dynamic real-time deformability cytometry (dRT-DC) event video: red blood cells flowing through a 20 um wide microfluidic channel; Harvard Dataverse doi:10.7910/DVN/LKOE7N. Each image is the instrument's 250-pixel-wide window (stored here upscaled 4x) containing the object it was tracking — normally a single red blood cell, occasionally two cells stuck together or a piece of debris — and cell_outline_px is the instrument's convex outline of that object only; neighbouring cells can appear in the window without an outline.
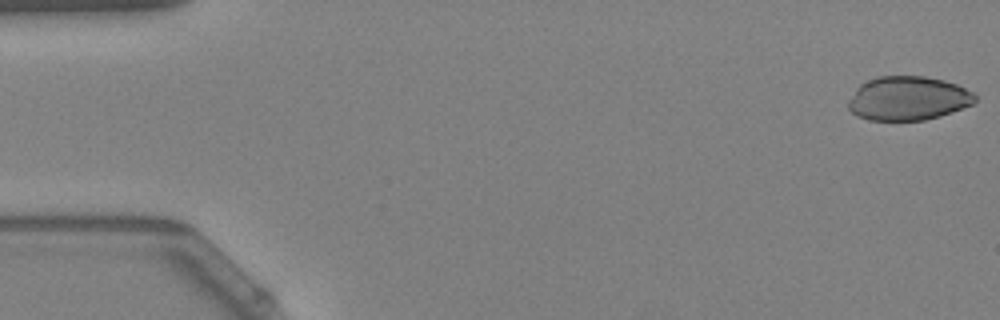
{"species": "Egyptian fruit bat (a non-hibernating species)", "species_latin": "Rousettus aegyptiacus", "temperature_condition": "warm", "stored_images_in_passage": 55, "camera_frame_rate_fps": 3000, "um_per_image_px": 0.085, "animal": {"sex": "female"}, "frame": {"image": 1, "passage_image": 1, "time_ms": 0.0, "image_size_px": [1000, 320], "cell_outline_px": [[976, 100], [972, 104], [952, 112], [940, 116], [924, 120], [868, 120], [856, 116], [848, 108], [848, 100], [856, 88], [860, 84], [868, 80], [880, 76], [924, 76], [944, 80], [956, 84], [972, 92], [976, 96]], "centroid_in_image_um": [77.16, 8.36], "position_along_channel_um": 7.8, "area_um2": 32.48}}
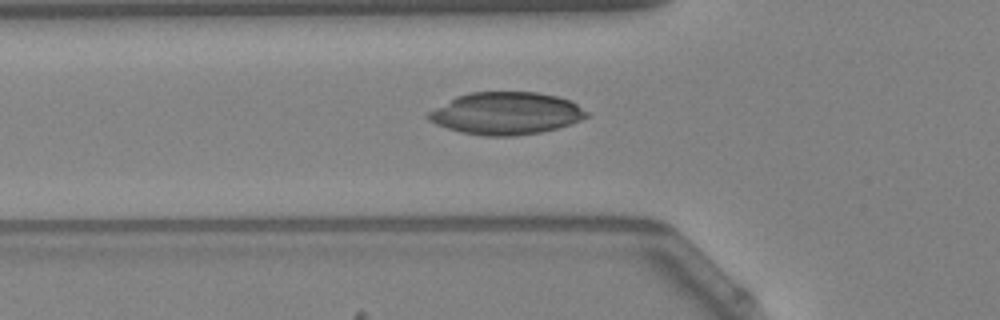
{"frame": {"image": 2, "passage_image": 19, "time_ms": 6.0, "image_size_px": [1000, 320], "cell_outline_px": [[588, 116], [580, 120], [556, 128], [540, 132], [512, 136], [484, 136], [464, 132], [448, 128], [436, 124], [428, 120], [428, 112], [456, 96], [468, 92], [536, 92], [556, 96], [568, 100], [576, 104], [588, 112]], "centroid_in_image_um": [43.0, 9.63], "position_along_channel_um": 82.8, "area_um2": 38.61}}
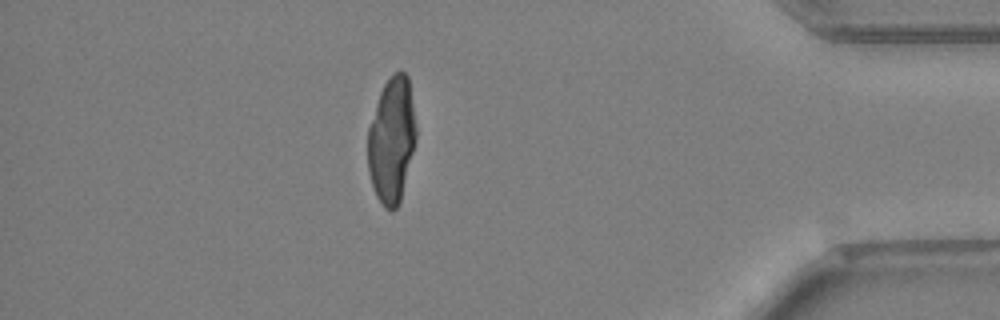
{"frame": {"image": 3, "passage_image": 48, "time_ms": 15.667, "image_size_px": [1000, 320], "cell_outline_px": [[416, 140], [400, 200], [396, 208], [392, 212], [384, 208], [376, 196], [372, 184], [368, 168], [368, 128], [380, 92], [384, 84], [392, 72], [400, 68], [408, 76], [416, 124]], "centroid_in_image_um": [33.29, 11.87], "position_along_channel_um": 401.9, "area_um2": 35.43}}